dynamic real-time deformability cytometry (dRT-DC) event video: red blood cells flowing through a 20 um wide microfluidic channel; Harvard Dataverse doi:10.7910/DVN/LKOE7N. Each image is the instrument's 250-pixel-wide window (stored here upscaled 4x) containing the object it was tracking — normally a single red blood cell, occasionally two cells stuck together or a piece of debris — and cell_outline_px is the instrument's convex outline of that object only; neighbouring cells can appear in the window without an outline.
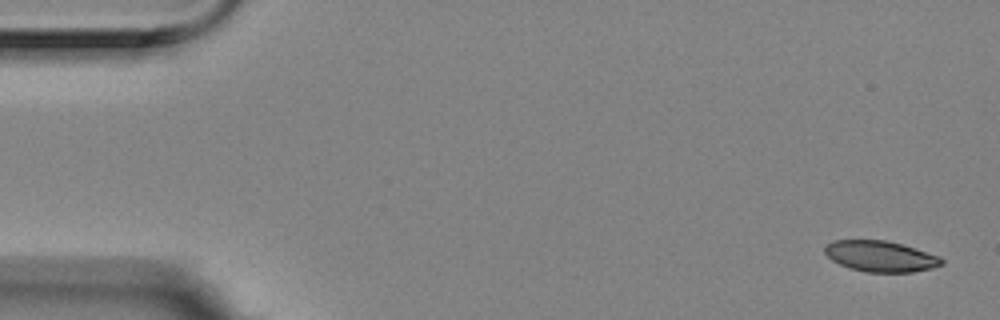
{"species": "Egyptian fruit bat (a non-hibernating species)", "species_latin": "Rousettus aegyptiacus", "temperature_condition": "room temperature", "stored_images_in_passage": 6, "segment_of_instrument_passage": [2, 2], "camera_frame_rate_fps": 3000, "um_per_image_px": 0.085, "animal": {"sex": "female"}, "frame": {"image": 1, "passage_image": 6, "time_ms": 1.667, "image_size_px": [1000, 320], "cell_outline_px": [[944, 264], [932, 268], [912, 272], [868, 272], [848, 268], [832, 260], [824, 252], [824, 248], [832, 240], [884, 240], [916, 248], [940, 256], [944, 260]], "centroid_in_image_um": [74.86, 21.78], "position_along_channel_um": 10.1, "area_um2": 21.04}}